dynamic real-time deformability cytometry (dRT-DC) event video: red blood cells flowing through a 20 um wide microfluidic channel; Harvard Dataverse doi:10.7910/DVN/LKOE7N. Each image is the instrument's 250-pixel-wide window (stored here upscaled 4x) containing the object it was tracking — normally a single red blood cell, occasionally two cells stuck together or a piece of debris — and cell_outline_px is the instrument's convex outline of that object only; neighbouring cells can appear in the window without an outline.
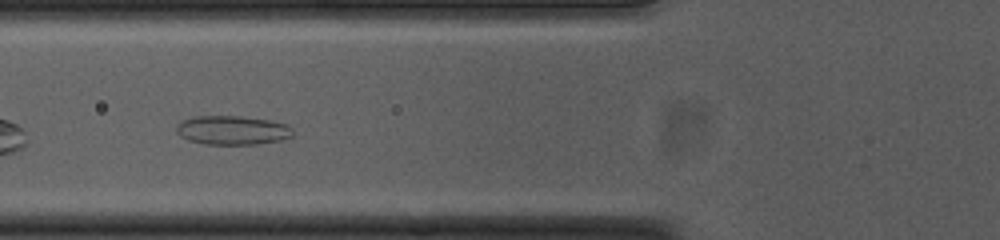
{"species": "common noctule bat (a hibernating species)", "species_latin": "Nyctalus noctula", "temperature_condition": "cold", "stored_images_in_passage": 15, "camera_frame_rate_fps": 3000, "um_per_image_px": 0.085, "animal": {"sex": "female", "body_mass_g": 23.0, "forearm_length_mm": 53.4}, "frame": {"image": 1, "passage_image": 5, "time_ms": 1.333, "image_size_px": [1000, 240], "cell_outline_px": [[292, 136], [280, 140], [256, 144], [204, 144], [188, 140], [180, 136], [176, 132], [176, 124], [180, 120], [192, 116], [240, 116], [268, 120], [288, 124], [292, 128]], "centroid_in_image_um": [19.7, 11.06], "position_along_channel_um": 106.1, "area_um2": 19.83}}
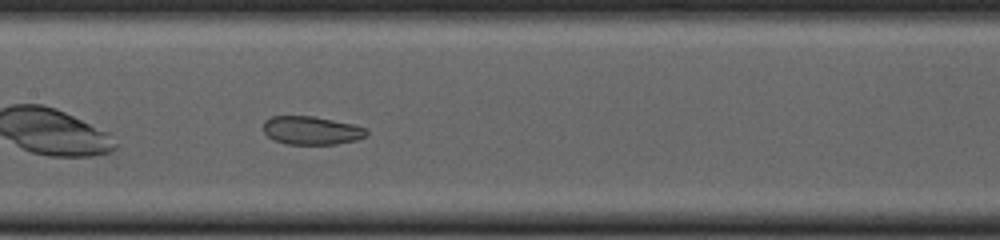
{"frame": {"image": 2, "passage_image": 11, "time_ms": 3.333, "image_size_px": [1000, 240], "cell_outline_px": [[368, 136], [356, 140], [336, 144], [284, 144], [268, 136], [264, 132], [264, 120], [272, 116], [312, 116], [352, 124], [368, 128]], "centroid_in_image_um": [26.5, 11.09], "position_along_channel_um": 180.9, "area_um2": 17.05}}
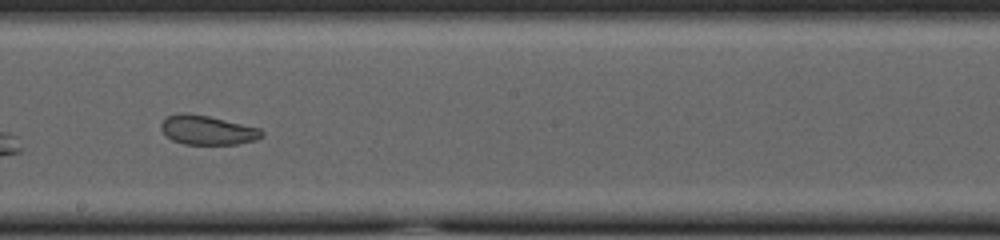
{"frame": {"image": 3, "passage_image": 15, "time_ms": 4.667, "image_size_px": [1000, 240], "cell_outline_px": [[264, 136], [256, 140], [236, 144], [184, 144], [172, 140], [160, 128], [160, 124], [168, 116], [176, 112], [188, 112], [208, 116], [260, 128], [264, 132]], "centroid_in_image_um": [17.63, 11.05], "position_along_channel_um": 230.6, "area_um2": 17.22}}